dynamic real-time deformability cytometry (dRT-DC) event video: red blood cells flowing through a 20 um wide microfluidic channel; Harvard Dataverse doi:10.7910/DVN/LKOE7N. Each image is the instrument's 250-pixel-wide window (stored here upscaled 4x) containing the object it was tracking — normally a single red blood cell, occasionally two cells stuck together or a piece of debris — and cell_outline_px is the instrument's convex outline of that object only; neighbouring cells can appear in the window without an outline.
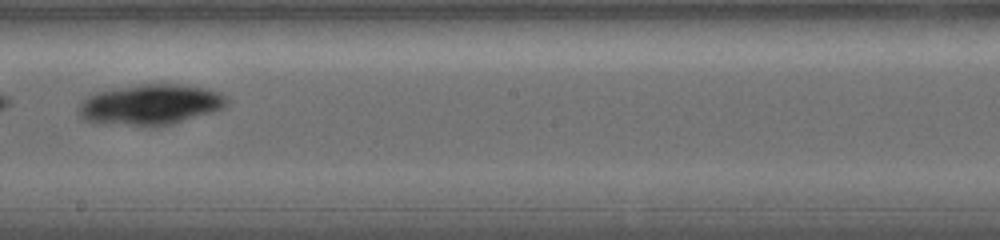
{"species": "common noctule bat (a hibernating species)", "species_latin": "Nyctalus noctula", "temperature_condition": "warm", "stored_images_in_passage": 19, "camera_frame_rate_fps": 5000, "um_per_image_px": 0.085, "animal": {"sex": "female", "body_mass_g": 19.0, "forearm_length_mm": 56.7}, "frame": {"image": 1, "passage_image": 6, "time_ms": 4.6, "image_size_px": [1000, 240], "cell_outline_px": [[228, 104], [224, 108], [212, 112], [172, 124], [156, 128], [148, 128], [84, 120], [80, 116], [80, 104], [88, 96], [96, 92], [140, 84], [180, 84], [204, 88], [220, 92], [228, 96]], "centroid_in_image_um": [12.85, 8.91], "position_along_channel_um": 235.3, "area_um2": 35.2}}